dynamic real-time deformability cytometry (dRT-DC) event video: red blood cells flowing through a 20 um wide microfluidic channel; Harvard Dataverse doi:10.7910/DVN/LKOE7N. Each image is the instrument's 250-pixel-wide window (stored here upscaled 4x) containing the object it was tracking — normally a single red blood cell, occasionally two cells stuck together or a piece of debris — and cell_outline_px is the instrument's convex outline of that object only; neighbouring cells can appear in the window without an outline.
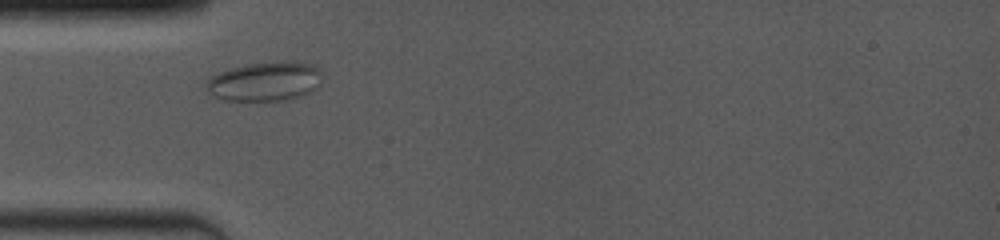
{"species": "common noctule bat (a hibernating species)", "species_latin": "Nyctalus noctula", "temperature_condition": "room temperature", "stored_images_in_passage": 3, "camera_frame_rate_fps": 4000, "um_per_image_px": 0.085, "animal": {"sex": "female", "body_mass_g": 19.0, "forearm_length_mm": 53.3}, "frame": {"image": 1, "passage_image": 2, "time_ms": 1.25, "image_size_px": [1000, 240], "cell_outline_px": [[324, 72], [320, 84], [316, 88], [304, 96], [288, 100], [224, 100], [212, 96], [204, 88], [204, 84], [212, 76], [228, 68], [248, 64], [284, 60], [292, 60], [312, 64]], "centroid_in_image_um": [22.56, 6.91], "position_along_channel_um": 62.4, "area_um2": 27.17}}
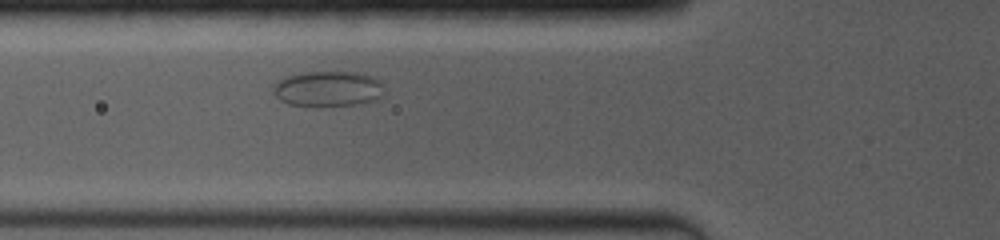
{"frame": {"image": 2, "passage_image": 3, "time_ms": 2.25, "image_size_px": [1000, 240], "cell_outline_px": [[380, 100], [356, 104], [288, 104], [280, 100], [272, 92], [272, 88], [280, 80], [288, 76], [308, 72], [360, 72], [372, 76], [380, 80]], "centroid_in_image_um": [27.89, 7.52], "position_along_channel_um": 97.9, "area_um2": 22.2}}